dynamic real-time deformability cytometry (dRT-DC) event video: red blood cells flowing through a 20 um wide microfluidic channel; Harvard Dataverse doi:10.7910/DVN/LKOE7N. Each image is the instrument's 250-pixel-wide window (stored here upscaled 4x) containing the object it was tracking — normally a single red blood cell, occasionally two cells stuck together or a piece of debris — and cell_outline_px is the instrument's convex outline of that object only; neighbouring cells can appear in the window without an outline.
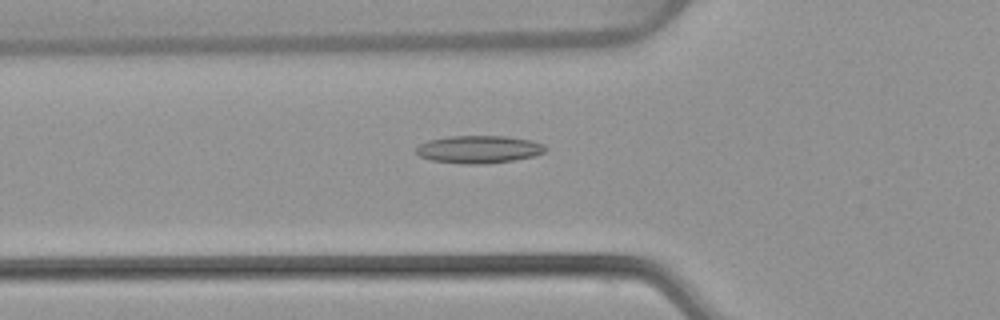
{"species": "common noctule bat (a hibernating species)", "species_latin": "Nyctalus noctula", "temperature_condition": "warm", "stored_images_in_passage": 48, "camera_frame_rate_fps": 3000, "um_per_image_px": 0.085, "animal": {"sex": "female", "body_mass_g": 22.7, "forearm_length_mm": 54.2}, "frame": {"image": 1, "passage_image": 19, "time_ms": 6.0, "image_size_px": [1000, 320], "cell_outline_px": [[548, 148], [544, 152], [536, 156], [488, 164], [460, 164], [432, 160], [420, 156], [416, 152], [416, 148], [420, 144], [428, 140], [448, 136], [504, 136], [532, 140], [544, 144]], "centroid_in_image_um": [40.73, 12.69], "position_along_channel_um": 85.1, "area_um2": 20.98}}
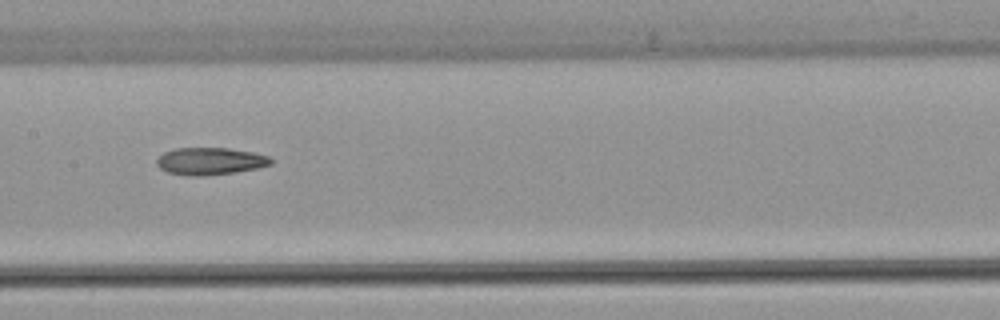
{"frame": {"image": 2, "passage_image": 27, "time_ms": 8.667, "image_size_px": [1000, 320], "cell_outline_px": [[272, 164], [256, 168], [236, 172], [204, 176], [188, 176], [168, 172], [160, 168], [156, 164], [156, 160], [164, 152], [176, 148], [228, 148], [252, 152], [268, 156], [272, 160]], "centroid_in_image_um": [17.85, 13.7], "position_along_channel_um": 189.6, "area_um2": 18.09}}
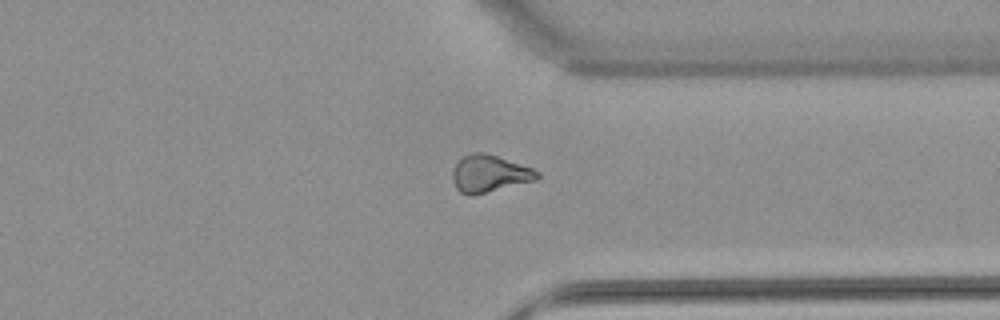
{"frame": {"image": 3, "passage_image": 41, "time_ms": 13.333, "image_size_px": [1000, 320], "cell_outline_px": [[540, 176], [536, 180], [472, 196], [468, 196], [460, 192], [456, 188], [452, 180], [452, 172], [456, 164], [464, 156], [472, 152], [484, 152], [532, 168], [540, 172]], "centroid_in_image_um": [41.59, 14.78], "position_along_channel_um": 369.8, "area_um2": 18.26}}